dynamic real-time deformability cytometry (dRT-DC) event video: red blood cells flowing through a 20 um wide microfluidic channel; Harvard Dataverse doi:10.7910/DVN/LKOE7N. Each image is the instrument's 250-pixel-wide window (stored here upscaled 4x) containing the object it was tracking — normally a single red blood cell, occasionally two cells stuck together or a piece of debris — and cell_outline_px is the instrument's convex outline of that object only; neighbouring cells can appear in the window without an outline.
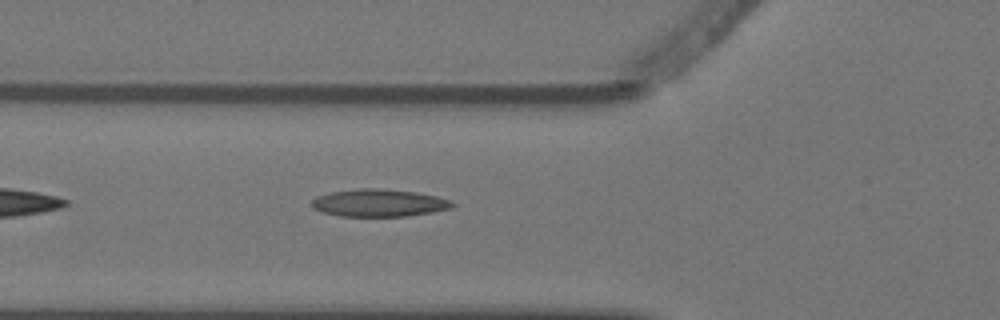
{"species": "Egyptian fruit bat (a non-hibernating species)", "species_latin": "Rousettus aegyptiacus", "temperature_condition": "warm", "stored_images_in_passage": 2, "camera_frame_rate_fps": 3000, "um_per_image_px": 0.085, "animal": {"sex": "female"}, "frame": {"image": 1, "passage_image": 2, "time_ms": 0.333, "image_size_px": [1000, 320], "cell_outline_px": [[456, 204], [452, 208], [432, 212], [408, 216], [340, 216], [324, 212], [312, 208], [312, 200], [316, 196], [332, 192], [360, 188], [384, 188], [416, 192], [436, 196], [452, 200]], "centroid_in_image_um": [32.25, 17.24], "position_along_channel_um": 93.6, "area_um2": 22.6}}